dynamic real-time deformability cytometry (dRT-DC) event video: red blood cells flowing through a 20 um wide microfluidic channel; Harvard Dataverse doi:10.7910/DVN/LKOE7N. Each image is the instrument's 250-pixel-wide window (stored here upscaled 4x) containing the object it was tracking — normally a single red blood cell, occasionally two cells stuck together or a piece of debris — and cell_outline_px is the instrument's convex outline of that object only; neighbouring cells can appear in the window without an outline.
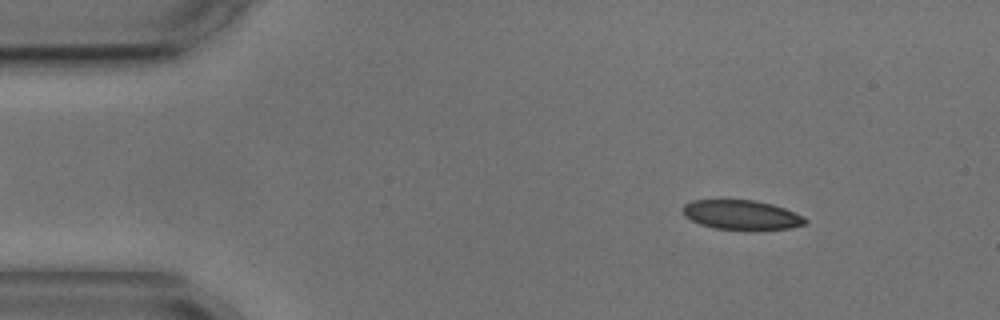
{"species": "common noctule bat (a hibernating species)", "species_latin": "Nyctalus noctula", "temperature_condition": "cold", "stored_images_in_passage": 2, "camera_frame_rate_fps": 3000, "um_per_image_px": 0.085, "animal": {"sex": "male", "body_mass_g": 17.9, "forearm_length_mm": 54.2}, "frame": {"image": 1, "passage_image": 1, "time_ms": 0.0, "image_size_px": [1000, 320], "cell_outline_px": [[808, 224], [788, 228], [744, 232], [716, 228], [700, 224], [684, 216], [684, 204], [692, 200], [756, 200], [772, 204], [784, 208], [808, 220]], "centroid_in_image_um": [63.04, 18.3], "position_along_channel_um": 22.0, "area_um2": 21.39}}